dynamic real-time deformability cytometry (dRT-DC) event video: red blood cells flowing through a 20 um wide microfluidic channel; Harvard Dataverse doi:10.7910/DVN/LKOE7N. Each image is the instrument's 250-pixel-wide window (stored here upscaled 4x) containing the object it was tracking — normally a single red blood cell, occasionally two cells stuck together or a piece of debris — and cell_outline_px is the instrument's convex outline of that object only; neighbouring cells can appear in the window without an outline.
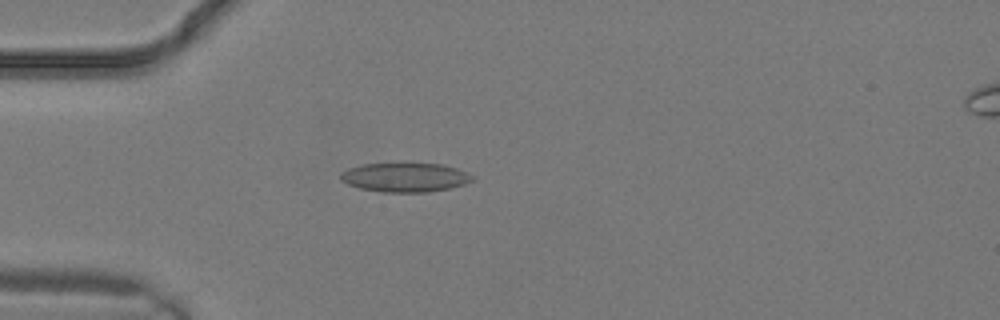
{"species": "common noctule bat (a hibernating species)", "species_latin": "Nyctalus noctula", "temperature_condition": "warm", "stored_images_in_passage": 11, "camera_frame_rate_fps": 3000, "um_per_image_px": 0.085, "animal": {"sex": "male", "body_mass_g": 19.2, "forearm_length_mm": 51.8}, "frame": {"image": 1, "passage_image": 7, "time_ms": 2.0, "image_size_px": [1000, 320], "cell_outline_px": [[472, 180], [464, 184], [448, 188], [424, 192], [384, 192], [360, 188], [348, 184], [340, 180], [340, 172], [348, 168], [364, 164], [404, 160], [444, 164], [456, 168], [472, 176]], "centroid_in_image_um": [34.37, 15.01], "position_along_channel_um": 50.6, "area_um2": 23.12}}
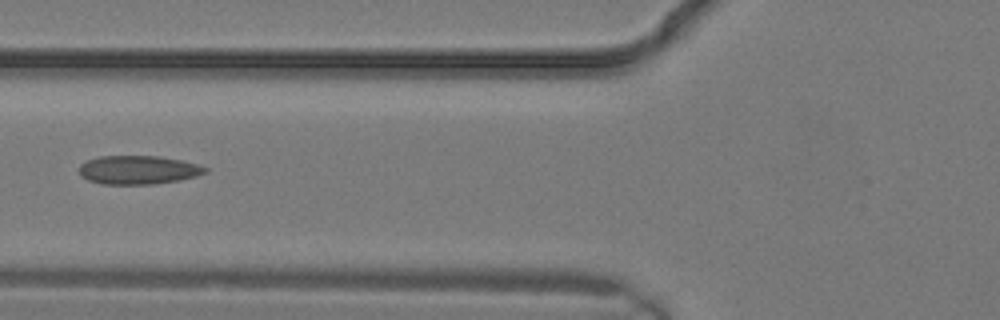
{"frame": {"image": 2, "passage_image": 10, "time_ms": 3.0, "image_size_px": [1000, 320], "cell_outline_px": [[208, 172], [196, 176], [180, 180], [152, 184], [100, 184], [88, 180], [80, 176], [80, 164], [88, 160], [100, 156], [160, 156], [180, 160], [196, 164], [208, 168]], "centroid_in_image_um": [11.74, 14.44], "position_along_channel_um": 114.1, "area_um2": 21.04}}